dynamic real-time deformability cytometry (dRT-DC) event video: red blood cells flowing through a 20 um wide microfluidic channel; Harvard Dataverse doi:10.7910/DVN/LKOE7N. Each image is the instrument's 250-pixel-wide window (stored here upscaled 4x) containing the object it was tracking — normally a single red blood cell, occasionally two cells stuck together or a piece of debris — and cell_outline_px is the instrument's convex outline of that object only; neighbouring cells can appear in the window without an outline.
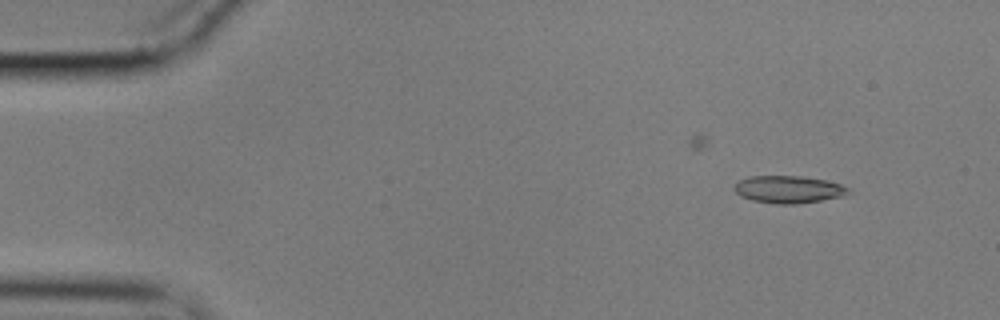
{"species": "common noctule bat (a hibernating species)", "species_latin": "Nyctalus noctula", "temperature_condition": "cold", "stored_images_in_passage": 57, "camera_frame_rate_fps": 3000, "um_per_image_px": 0.085, "animal": {"sex": "male", "body_mass_g": 17.9}, "frame": {"image": 1, "passage_image": 5, "time_ms": 1.333, "image_size_px": [1000, 320], "cell_outline_px": [[848, 192], [844, 196], [796, 204], [776, 204], [752, 200], [740, 196], [732, 188], [740, 180], [748, 176], [800, 176], [824, 180], [840, 184], [848, 188]], "centroid_in_image_um": [66.98, 16.1], "position_along_channel_um": 18.0, "area_um2": 18.03}}
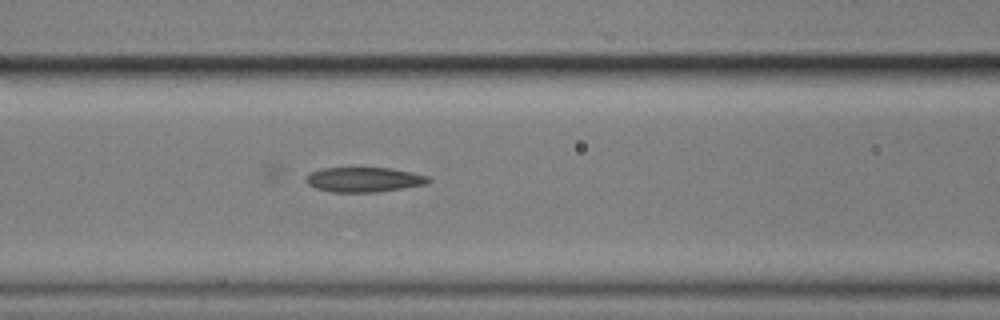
{"frame": {"image": 2, "passage_image": 23, "time_ms": 7.333, "image_size_px": [1000, 320], "cell_outline_px": [[432, 180], [428, 184], [404, 188], [376, 192], [332, 192], [316, 188], [308, 184], [304, 180], [312, 172], [320, 168], [392, 168], [428, 176]], "centroid_in_image_um": [30.97, 15.27], "position_along_channel_um": 135.6, "area_um2": 17.69}}
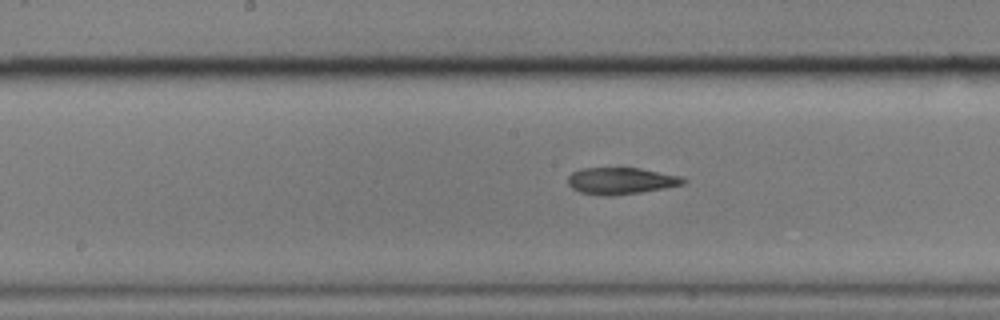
{"frame": {"image": 3, "passage_image": 28, "time_ms": 9.0, "image_size_px": [1000, 320], "cell_outline_px": [[688, 180], [684, 184], [664, 188], [640, 192], [612, 196], [600, 196], [580, 192], [572, 188], [568, 184], [568, 176], [572, 172], [580, 168], [640, 168], [680, 176]], "centroid_in_image_um": [52.76, 15.37], "position_along_channel_um": 195.4, "area_um2": 18.03}}